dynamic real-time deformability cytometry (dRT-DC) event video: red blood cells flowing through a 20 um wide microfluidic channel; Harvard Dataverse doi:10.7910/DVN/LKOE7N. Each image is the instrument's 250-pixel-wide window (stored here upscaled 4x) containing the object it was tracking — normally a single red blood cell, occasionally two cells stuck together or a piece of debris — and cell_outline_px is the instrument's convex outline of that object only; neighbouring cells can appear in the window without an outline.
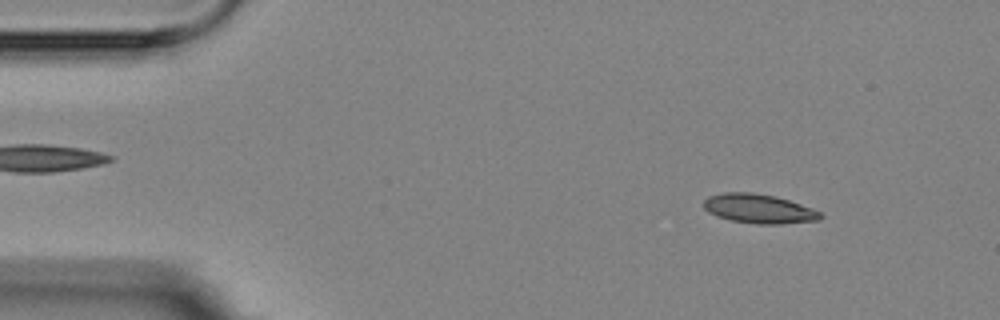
{"species": "Egyptian fruit bat (a non-hibernating species)", "species_latin": "Rousettus aegyptiacus", "temperature_condition": "room temperature", "stored_images_in_passage": 5, "camera_frame_rate_fps": 3000, "um_per_image_px": 0.085, "animal": {"sex": "female"}, "frame": {"image": 1, "passage_image": 1, "time_ms": 0.0, "image_size_px": [1000, 320], "cell_outline_px": [[824, 216], [820, 220], [780, 224], [756, 224], [732, 220], [716, 216], [708, 212], [704, 208], [704, 200], [708, 196], [724, 192], [752, 192], [776, 196], [812, 208], [820, 212]], "centroid_in_image_um": [64.5, 17.74], "position_along_channel_um": 20.5, "area_um2": 19.94}}
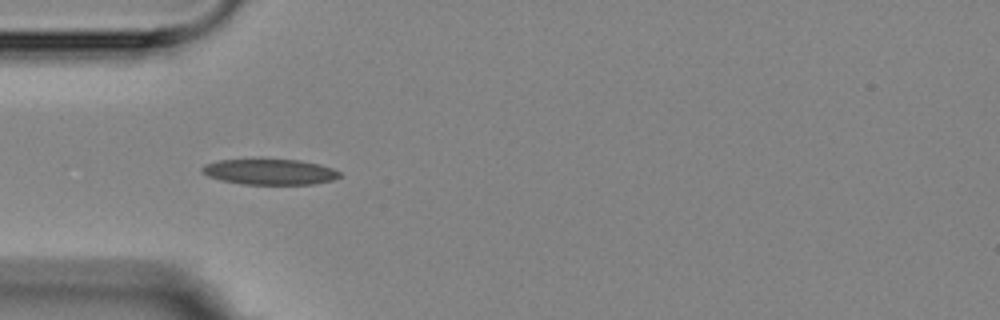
{"frame": {"image": 2, "passage_image": 4, "time_ms": 3.333, "image_size_px": [1000, 320], "cell_outline_px": [[344, 176], [332, 180], [312, 184], [244, 184], [220, 180], [208, 176], [200, 172], [200, 168], [204, 164], [216, 160], [256, 156], [300, 160], [320, 164], [332, 168], [340, 172]], "centroid_in_image_um": [22.87, 14.55], "position_along_channel_um": 62.1, "area_um2": 21.79}}
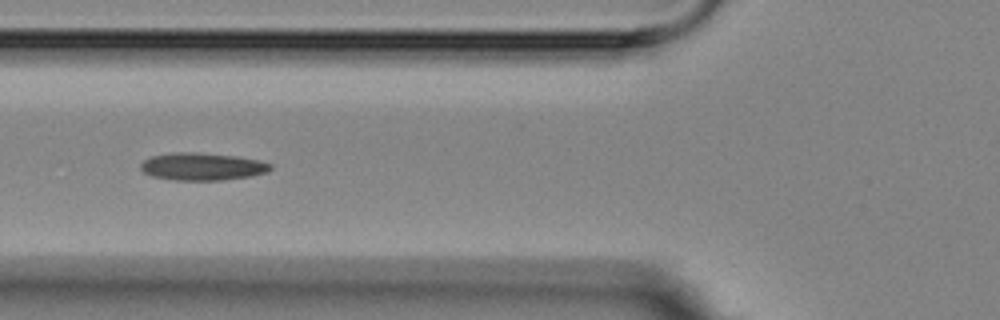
{"frame": {"image": 3, "passage_image": 5, "time_ms": 4.667, "image_size_px": [1000, 320], "cell_outline_px": [[272, 168], [268, 172], [252, 176], [224, 180], [176, 180], [152, 176], [144, 172], [140, 168], [140, 164], [144, 160], [152, 156], [172, 152], [196, 152], [236, 156], [260, 160], [272, 164]], "centroid_in_image_um": [17.22, 14.15], "position_along_channel_um": 108.6, "area_um2": 20.92}}